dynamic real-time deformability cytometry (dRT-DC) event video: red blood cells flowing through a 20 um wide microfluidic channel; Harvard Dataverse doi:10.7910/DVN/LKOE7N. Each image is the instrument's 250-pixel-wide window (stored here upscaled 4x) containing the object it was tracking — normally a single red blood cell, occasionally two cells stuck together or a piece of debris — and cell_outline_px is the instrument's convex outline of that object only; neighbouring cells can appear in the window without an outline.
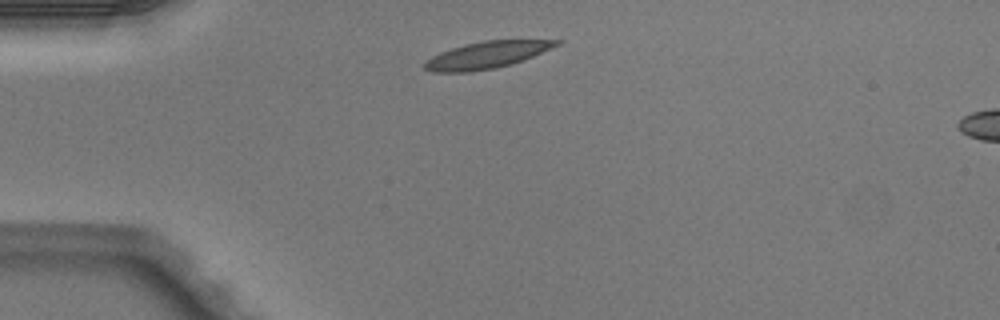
{"species": "Egyptian fruit bat (a non-hibernating species)", "species_latin": "Rousettus aegyptiacus", "temperature_condition": "warm", "stored_images_in_passage": 2, "camera_frame_rate_fps": 3000, "um_per_image_px": 0.085, "animal": {"sex": "male"}, "frame": {"image": 1, "passage_image": 1, "time_ms": 0.0, "image_size_px": [1000, 320], "cell_outline_px": [[564, 40], [560, 44], [532, 56], [512, 64], [496, 68], [468, 72], [432, 72], [424, 68], [424, 64], [432, 56], [440, 52], [464, 44], [484, 40]], "centroid_in_image_um": [41.36, 4.67], "position_along_channel_um": 43.6, "area_um2": 20.46}}